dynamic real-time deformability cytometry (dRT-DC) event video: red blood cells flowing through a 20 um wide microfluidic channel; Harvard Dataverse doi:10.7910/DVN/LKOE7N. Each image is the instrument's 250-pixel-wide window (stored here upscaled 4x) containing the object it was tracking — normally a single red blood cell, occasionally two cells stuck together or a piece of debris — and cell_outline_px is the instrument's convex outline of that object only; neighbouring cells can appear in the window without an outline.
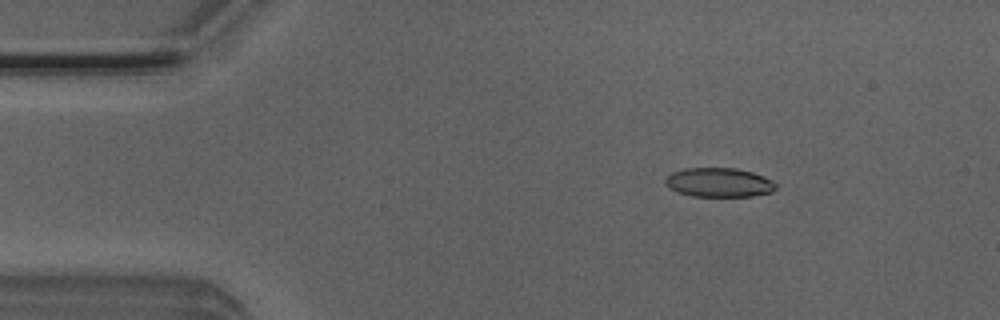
{"species": "Egyptian fruit bat (a non-hibernating species)", "species_latin": "Rousettus aegyptiacus", "temperature_condition": "room temperature", "stored_images_in_passage": 5, "camera_frame_rate_fps": 3000, "um_per_image_px": 0.085, "animal": {"sex": "male"}, "frame": {"image": 1, "passage_image": 2, "time_ms": 0.333, "image_size_px": [1000, 320], "cell_outline_px": [[776, 188], [772, 192], [752, 196], [692, 196], [676, 192], [668, 188], [664, 184], [664, 180], [672, 172], [684, 168], [736, 168], [752, 172], [764, 176], [772, 180], [776, 184]], "centroid_in_image_um": [61.09, 15.51], "position_along_channel_um": 23.9, "area_um2": 18.96}}
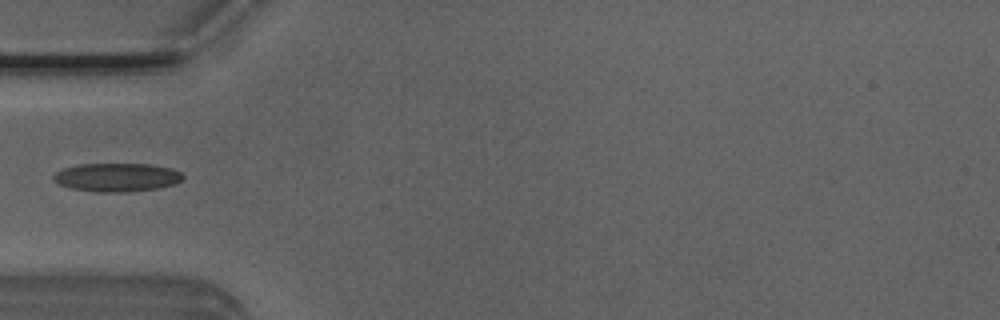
{"frame": {"image": 2, "passage_image": 4, "time_ms": 1.0, "image_size_px": [1000, 320], "cell_outline_px": [[184, 176], [176, 184], [160, 188], [128, 192], [96, 192], [68, 188], [52, 180], [52, 176], [56, 172], [64, 168], [80, 164], [152, 164], [168, 168], [180, 172]], "centroid_in_image_um": [9.91, 15.08], "position_along_channel_um": 75.1, "area_um2": 21.62}}